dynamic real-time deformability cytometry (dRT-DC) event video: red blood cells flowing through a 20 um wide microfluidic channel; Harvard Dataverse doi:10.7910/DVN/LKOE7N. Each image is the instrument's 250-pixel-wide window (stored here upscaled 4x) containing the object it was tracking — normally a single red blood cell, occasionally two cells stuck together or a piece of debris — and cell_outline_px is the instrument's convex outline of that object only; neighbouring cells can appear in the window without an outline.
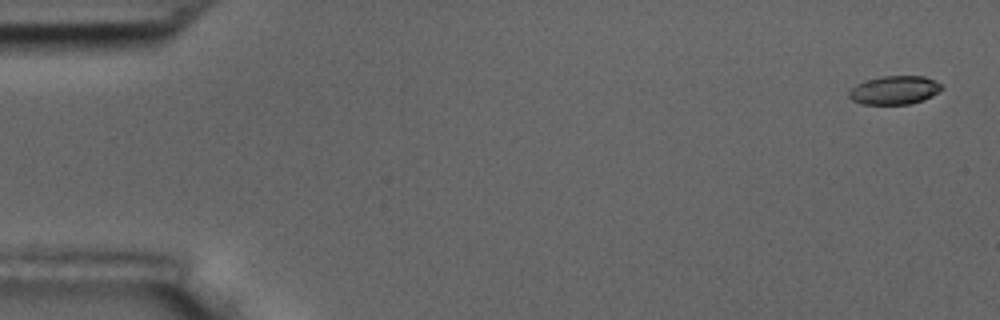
{"species": "common noctule bat (a hibernating species)", "species_latin": "Nyctalus noctula", "temperature_condition": "room temperature", "stored_images_in_passage": 7, "camera_frame_rate_fps": 3000, "um_per_image_px": 0.085, "animal": {"sex": "male", "body_mass_g": 17.5, "forearm_length_mm": 52.3}, "frame": {"image": 1, "passage_image": 1, "time_ms": 0.0, "image_size_px": [1000, 320], "cell_outline_px": [[944, 88], [932, 96], [924, 100], [908, 104], [860, 104], [852, 100], [848, 96], [848, 92], [856, 84], [864, 80], [880, 76], [924, 76], [944, 84]], "centroid_in_image_um": [76.04, 7.65], "position_along_channel_um": 9.0, "area_um2": 15.66}}
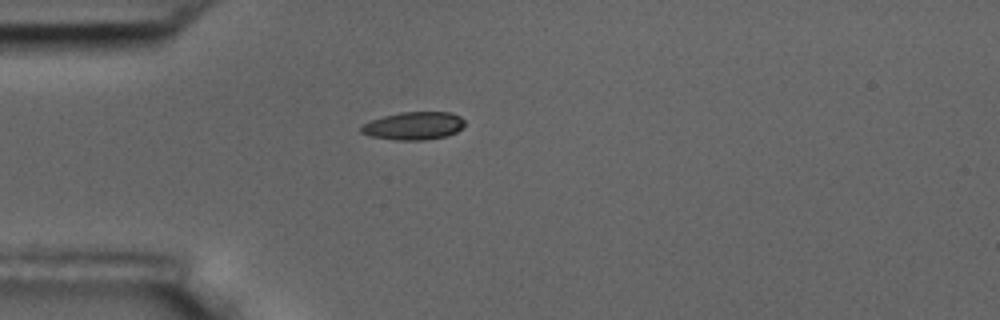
{"frame": {"image": 2, "passage_image": 5, "time_ms": 4.667, "image_size_px": [1000, 320], "cell_outline_px": [[464, 124], [456, 132], [448, 136], [424, 140], [396, 140], [368, 136], [360, 132], [360, 128], [364, 124], [372, 120], [384, 116], [400, 112], [452, 112], [460, 116], [464, 120]], "centroid_in_image_um": [35.16, 10.7], "position_along_channel_um": 49.8, "area_um2": 16.88}}